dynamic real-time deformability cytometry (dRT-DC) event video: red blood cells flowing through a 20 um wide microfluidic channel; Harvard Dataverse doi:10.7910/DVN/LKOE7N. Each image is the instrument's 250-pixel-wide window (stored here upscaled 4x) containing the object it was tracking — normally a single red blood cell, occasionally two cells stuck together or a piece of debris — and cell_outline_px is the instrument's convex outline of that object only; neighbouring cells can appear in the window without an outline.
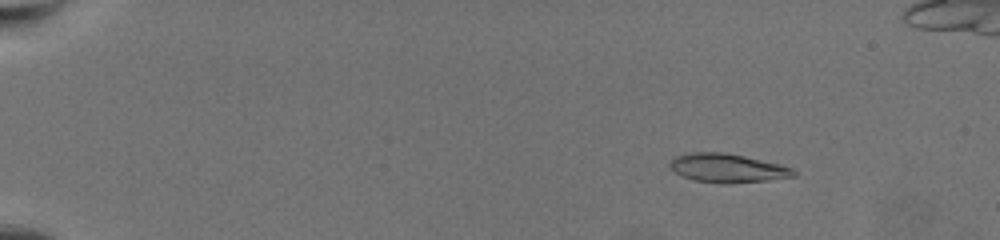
{"species": "common noctule bat (a hibernating species)", "species_latin": "Nyctalus noctula", "temperature_condition": "warm", "stored_images_in_passage": 57, "segment_of_instrument_passage": [1, 2], "camera_frame_rate_fps": 3000, "um_per_image_px": 0.085, "animal": {"sex": "female", "body_mass_g": 19.5, "forearm_length_mm": 54.1}, "frame": {"image": 1, "passage_image": 1, "time_ms": 0.0, "image_size_px": [1000, 240], "cell_outline_px": [[796, 176], [768, 180], [728, 184], [724, 184], [696, 180], [684, 176], [676, 172], [668, 164], [676, 156], [692, 152], [720, 152], [744, 156], [780, 164], [792, 168], [796, 172]], "centroid_in_image_um": [61.87, 14.29], "position_along_channel_um": 23.1, "area_um2": 20.52}}
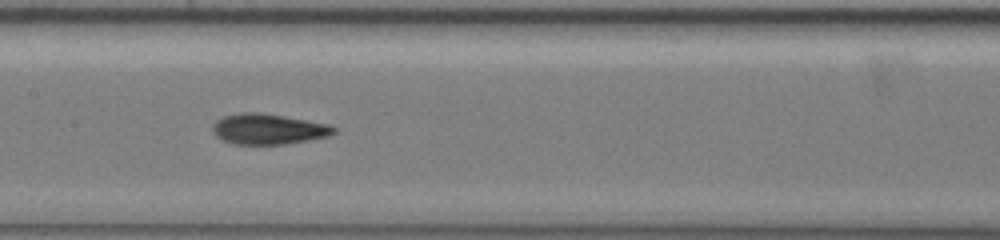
{"frame": {"image": 2, "passage_image": 27, "time_ms": 8.667, "image_size_px": [1000, 240], "cell_outline_px": [[336, 132], [328, 136], [308, 140], [284, 144], [232, 144], [216, 136], [212, 132], [212, 124], [216, 120], [224, 116], [244, 112], [260, 112], [328, 124], [336, 128]], "centroid_in_image_um": [22.77, 10.97], "position_along_channel_um": 184.6, "area_um2": 21.44}}
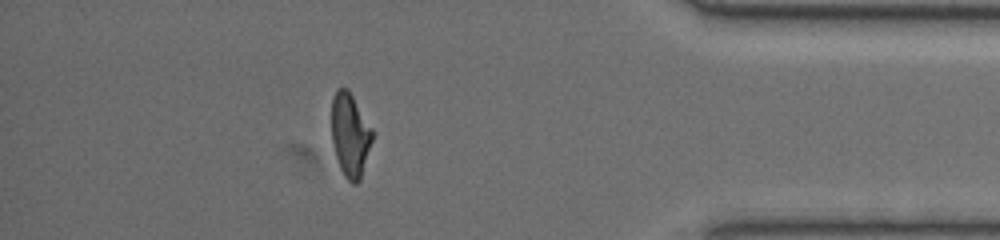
{"frame": {"image": 3, "passage_image": 49, "time_ms": 16.0, "image_size_px": [1000, 240], "cell_outline_px": [[372, 140], [360, 180], [356, 184], [352, 184], [344, 176], [340, 168], [336, 156], [332, 140], [332, 96], [336, 88], [348, 88], [372, 128]], "centroid_in_image_um": [29.75, 11.45], "position_along_channel_um": 405.5, "area_um2": 19.77}}